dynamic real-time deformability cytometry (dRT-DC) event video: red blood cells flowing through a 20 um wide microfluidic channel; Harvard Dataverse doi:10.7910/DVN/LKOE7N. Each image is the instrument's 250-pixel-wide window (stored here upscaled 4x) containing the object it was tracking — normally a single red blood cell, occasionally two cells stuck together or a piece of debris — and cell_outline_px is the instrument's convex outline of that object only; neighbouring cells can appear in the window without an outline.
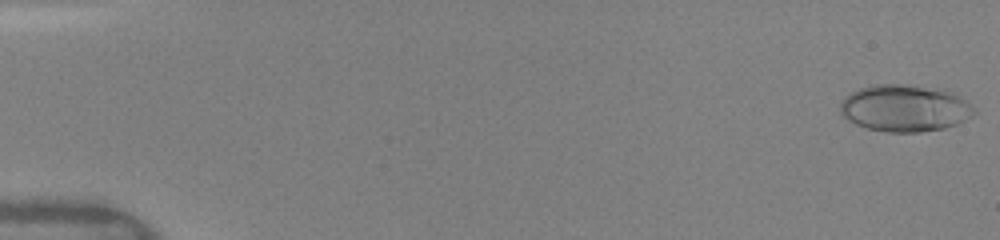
{"species": "human", "species_latin": "Homo sapiens", "temperature_condition": "warm", "stored_images_in_passage": 50, "camera_frame_rate_fps": 3000, "um_per_image_px": 0.085, "donor": {"sex": "female"}, "frame": {"image": 1, "passage_image": 1, "time_ms": 0.0, "image_size_px": [1000, 240], "cell_outline_px": [[976, 112], [972, 116], [956, 124], [944, 128], [920, 132], [884, 132], [868, 128], [856, 124], [848, 120], [840, 112], [840, 104], [844, 96], [860, 88], [872, 84], [904, 84], [944, 88], [968, 100], [976, 108]], "centroid_in_image_um": [76.94, 9.17], "position_along_channel_um": 8.1, "area_um2": 37.11}}
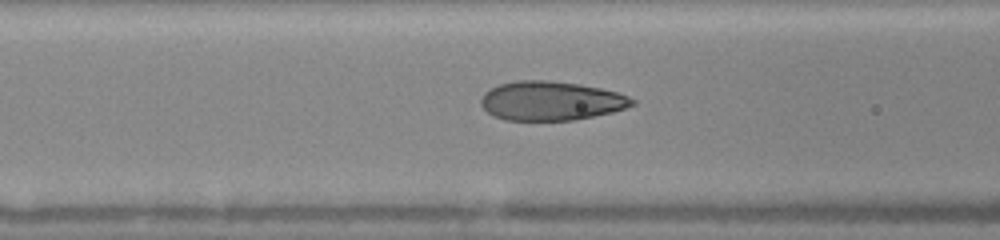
{"frame": {"image": 2, "passage_image": 21, "time_ms": 6.667, "image_size_px": [1000, 240], "cell_outline_px": [[636, 104], [612, 112], [572, 120], [504, 120], [492, 116], [480, 104], [480, 100], [484, 92], [500, 84], [516, 80], [548, 80], [580, 84], [600, 88], [616, 92], [628, 96], [636, 100]], "centroid_in_image_um": [46.81, 8.57], "position_along_channel_um": 119.8, "area_um2": 34.45}}
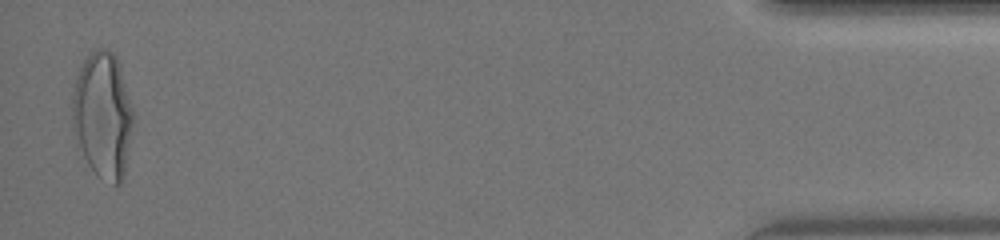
{"frame": {"image": 3, "passage_image": 49, "time_ms": 16.0, "image_size_px": [1000, 240], "cell_outline_px": [[132, 124], [124, 180], [120, 184], [112, 184], [100, 176], [88, 164], [72, 132], [72, 96], [76, 80], [80, 68], [84, 60], [96, 48], [104, 48], [112, 52], [116, 56], [132, 108]], "centroid_in_image_um": [8.72, 9.81], "position_along_channel_um": 426.5, "area_um2": 44.22}, "authors_computed_cell_mechanics": {"area_um2": 34.4488, "velocity_mm_per_s": 4.1069, "shape_relaxation_time_tau1_ms": 4.6119, "shape_relaxation_time_tau2_ms": null, "deformation_change_tau1": 0.2093, "deformation_change_tau2": null}}